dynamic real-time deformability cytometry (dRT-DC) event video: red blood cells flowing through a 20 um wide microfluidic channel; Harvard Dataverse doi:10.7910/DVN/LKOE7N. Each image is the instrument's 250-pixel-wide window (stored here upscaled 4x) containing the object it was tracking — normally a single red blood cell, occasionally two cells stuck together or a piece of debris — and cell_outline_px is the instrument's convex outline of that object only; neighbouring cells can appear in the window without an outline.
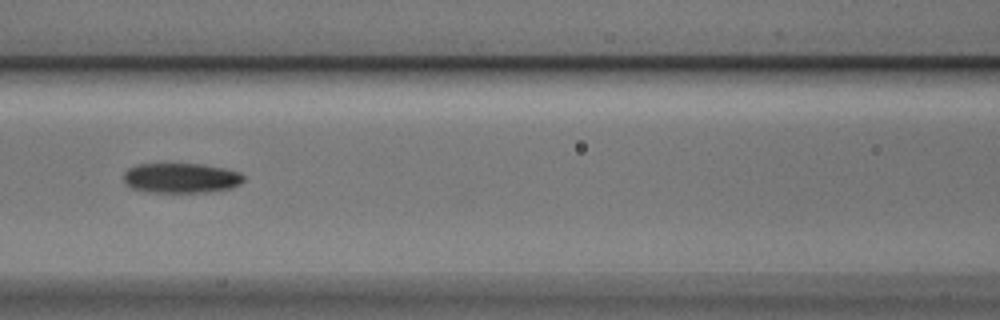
{"species": "Egyptian fruit bat (a non-hibernating species)", "species_latin": "Rousettus aegyptiacus", "temperature_condition": "cold", "stored_images_in_passage": 5, "camera_frame_rate_fps": 3000, "um_per_image_px": 0.085, "animal": {"sex": "male"}, "frame": {"image": 1, "passage_image": 3, "time_ms": 0.667, "image_size_px": [1000, 320], "cell_outline_px": [[244, 180], [240, 184], [232, 188], [208, 192], [148, 192], [128, 188], [124, 184], [124, 172], [128, 168], [136, 164], [168, 160], [200, 164], [224, 168], [240, 172], [244, 176]], "centroid_in_image_um": [15.31, 15.08], "position_along_channel_um": 151.3, "area_um2": 22.14}}
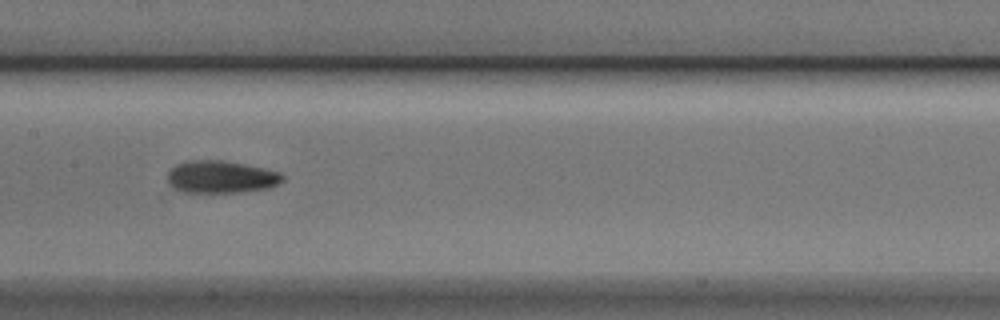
{"frame": {"image": 2, "passage_image": 4, "time_ms": 1.0, "image_size_px": [1000, 320], "cell_outline_px": [[284, 180], [268, 188], [240, 192], [180, 192], [172, 188], [168, 184], [168, 172], [176, 164], [188, 160], [220, 160], [244, 164], [264, 168], [280, 172], [284, 176]], "centroid_in_image_um": [18.75, 15.04], "position_along_channel_um": 188.6, "area_um2": 21.79}}
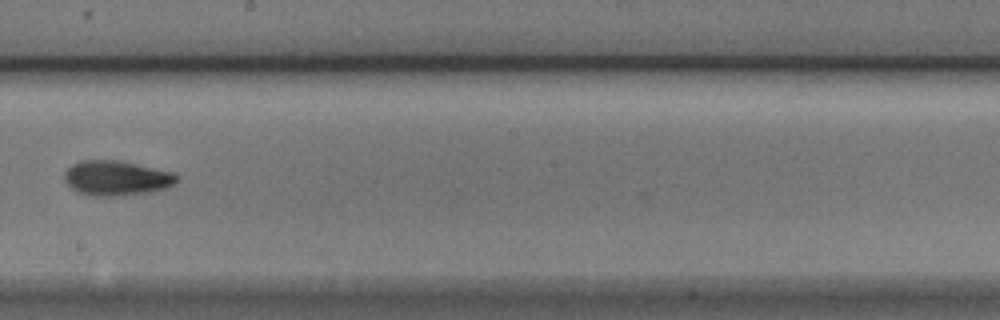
{"frame": {"image": 3, "passage_image": 5, "time_ms": 1.333, "image_size_px": [1000, 320], "cell_outline_px": [[180, 180], [168, 188], [152, 192], [116, 196], [96, 196], [76, 192], [64, 180], [64, 172], [72, 164], [80, 160], [116, 160], [136, 164], [172, 172], [180, 176]], "centroid_in_image_um": [9.92, 15.14], "position_along_channel_um": 238.3, "area_um2": 23.0}}